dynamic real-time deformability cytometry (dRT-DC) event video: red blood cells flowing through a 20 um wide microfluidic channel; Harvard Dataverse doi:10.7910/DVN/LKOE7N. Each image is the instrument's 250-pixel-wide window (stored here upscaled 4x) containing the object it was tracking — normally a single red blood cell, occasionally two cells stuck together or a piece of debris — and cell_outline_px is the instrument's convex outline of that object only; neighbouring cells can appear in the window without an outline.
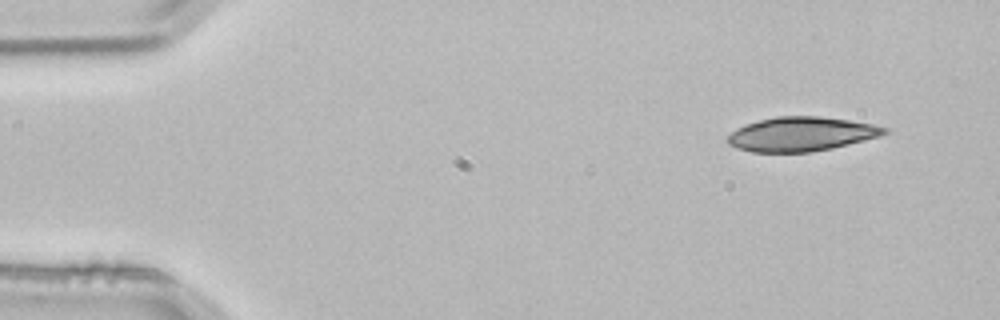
{"species": "common noctule bat (a hibernating species)", "species_latin": "Nyctalus noctula", "temperature_condition": "room temperature", "stored_images_in_passage": 3, "camera_frame_rate_fps": 3000, "um_per_image_px": 0.085, "animal": {"sex": "male", "body_mass_g": 21.5, "forearm_length_mm": 52.0}, "frame": {"image": 1, "passage_image": 1, "time_ms": 0.0, "image_size_px": [1000, 320], "cell_outline_px": [[888, 132], [880, 136], [832, 148], [812, 152], [752, 152], [736, 148], [728, 144], [724, 140], [736, 128], [744, 124], [776, 116], [820, 116], [848, 120], [872, 124], [888, 128]], "centroid_in_image_um": [68.06, 11.4], "position_along_channel_um": 16.9, "area_um2": 31.33}}